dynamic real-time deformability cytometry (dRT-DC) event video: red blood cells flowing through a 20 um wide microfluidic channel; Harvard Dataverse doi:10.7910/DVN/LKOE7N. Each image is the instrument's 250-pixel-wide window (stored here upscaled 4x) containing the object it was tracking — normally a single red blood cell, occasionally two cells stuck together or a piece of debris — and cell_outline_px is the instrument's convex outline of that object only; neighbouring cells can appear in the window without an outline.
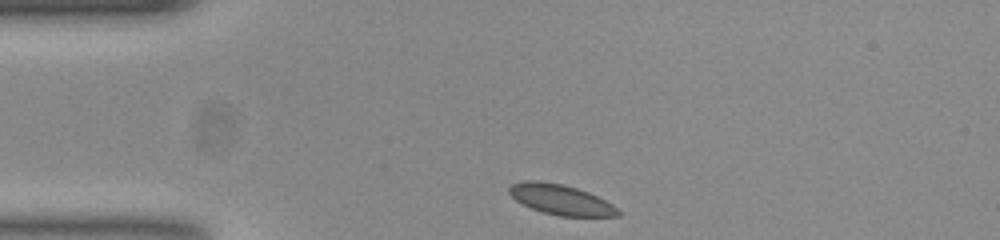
{"species": "common noctule bat (a hibernating species)", "species_latin": "Nyctalus noctula", "temperature_condition": "room temperature", "stored_images_in_passage": 34, "camera_frame_rate_fps": 3000, "um_per_image_px": 0.085, "animal": {"sex": "female", "body_mass_g": 23.0, "forearm_length_mm": 53.4}, "frame": {"image": 1, "passage_image": 1, "time_ms": 0.0, "image_size_px": [1000, 240], "cell_outline_px": [[620, 216], [560, 216], [544, 212], [532, 208], [516, 200], [508, 192], [508, 188], [512, 184], [524, 180], [540, 180], [564, 184], [588, 192], [612, 204], [620, 212]], "centroid_in_image_um": [47.65, 16.95], "position_along_channel_um": 37.4, "area_um2": 19.02}}
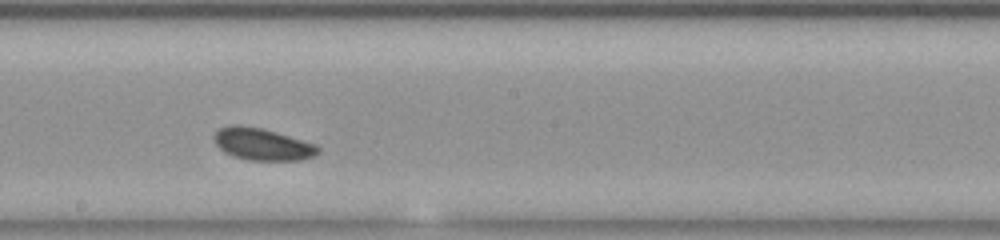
{"frame": {"image": 2, "passage_image": 19, "time_ms": 6.0, "image_size_px": [1000, 240], "cell_outline_px": [[320, 152], [316, 156], [300, 160], [248, 160], [232, 156], [224, 152], [216, 144], [212, 136], [220, 128], [228, 124], [240, 124], [260, 128], [276, 132], [316, 144], [320, 148]], "centroid_in_image_um": [22.29, 12.25], "position_along_channel_um": 225.9, "area_um2": 19.59}}
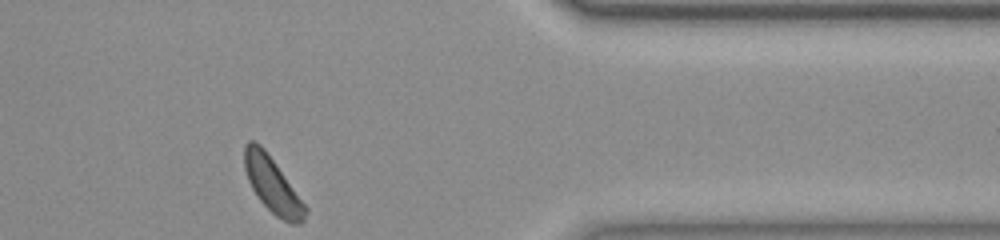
{"frame": {"image": 3, "passage_image": 34, "time_ms": 11.0, "image_size_px": [1000, 240], "cell_outline_px": [[308, 212], [304, 220], [300, 224], [292, 224], [276, 216], [260, 200], [252, 188], [248, 180], [244, 168], [244, 144], [248, 140], [256, 140], [264, 148], [308, 208]], "centroid_in_image_um": [23.15, 15.71], "position_along_channel_um": 388.2, "area_um2": 19.54}, "authors_computed_cell_mechanics": {"area_um2": 19.074, "velocity_mm_per_s": 3.6836, "shape_relaxation_time_tau1_ms": 1.8948, "shape_relaxation_time_tau2_ms": null, "deformation_change_tau1": 0.047, "deformation_change_tau2": null}}